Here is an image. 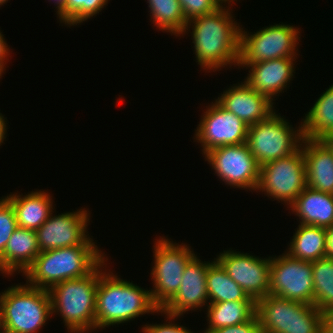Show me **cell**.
Instances as JSON below:
<instances>
[{"label": "cell", "instance_id": "cell-28", "mask_svg": "<svg viewBox=\"0 0 333 333\" xmlns=\"http://www.w3.org/2000/svg\"><path fill=\"white\" fill-rule=\"evenodd\" d=\"M314 306L320 311L333 309V258L323 257L312 262Z\"/></svg>", "mask_w": 333, "mask_h": 333}, {"label": "cell", "instance_id": "cell-25", "mask_svg": "<svg viewBox=\"0 0 333 333\" xmlns=\"http://www.w3.org/2000/svg\"><path fill=\"white\" fill-rule=\"evenodd\" d=\"M209 304V305H208ZM207 304L208 328L204 333L251 320L256 315V301H225Z\"/></svg>", "mask_w": 333, "mask_h": 333}, {"label": "cell", "instance_id": "cell-40", "mask_svg": "<svg viewBox=\"0 0 333 333\" xmlns=\"http://www.w3.org/2000/svg\"><path fill=\"white\" fill-rule=\"evenodd\" d=\"M221 4L222 3H225V2H229V3H231V2H233V1H235V0H218Z\"/></svg>", "mask_w": 333, "mask_h": 333}, {"label": "cell", "instance_id": "cell-29", "mask_svg": "<svg viewBox=\"0 0 333 333\" xmlns=\"http://www.w3.org/2000/svg\"><path fill=\"white\" fill-rule=\"evenodd\" d=\"M107 3L108 0H67L58 14L60 23L75 26L99 13Z\"/></svg>", "mask_w": 333, "mask_h": 333}, {"label": "cell", "instance_id": "cell-34", "mask_svg": "<svg viewBox=\"0 0 333 333\" xmlns=\"http://www.w3.org/2000/svg\"><path fill=\"white\" fill-rule=\"evenodd\" d=\"M3 36L4 35H2V32H0V78L2 76V73L5 70V68H4L5 64H6L5 60H7L8 55H10L8 45L6 44Z\"/></svg>", "mask_w": 333, "mask_h": 333}, {"label": "cell", "instance_id": "cell-23", "mask_svg": "<svg viewBox=\"0 0 333 333\" xmlns=\"http://www.w3.org/2000/svg\"><path fill=\"white\" fill-rule=\"evenodd\" d=\"M304 138L325 140L333 136V85L315 102L302 122Z\"/></svg>", "mask_w": 333, "mask_h": 333}, {"label": "cell", "instance_id": "cell-11", "mask_svg": "<svg viewBox=\"0 0 333 333\" xmlns=\"http://www.w3.org/2000/svg\"><path fill=\"white\" fill-rule=\"evenodd\" d=\"M269 294L314 305L312 262L282 256L271 258Z\"/></svg>", "mask_w": 333, "mask_h": 333}, {"label": "cell", "instance_id": "cell-18", "mask_svg": "<svg viewBox=\"0 0 333 333\" xmlns=\"http://www.w3.org/2000/svg\"><path fill=\"white\" fill-rule=\"evenodd\" d=\"M295 58H278L242 65L251 67L245 82L258 93L273 101V96L280 94L292 80Z\"/></svg>", "mask_w": 333, "mask_h": 333}, {"label": "cell", "instance_id": "cell-20", "mask_svg": "<svg viewBox=\"0 0 333 333\" xmlns=\"http://www.w3.org/2000/svg\"><path fill=\"white\" fill-rule=\"evenodd\" d=\"M39 253L36 231L17 227L0 256V271L5 275H12L16 270L25 273Z\"/></svg>", "mask_w": 333, "mask_h": 333}, {"label": "cell", "instance_id": "cell-35", "mask_svg": "<svg viewBox=\"0 0 333 333\" xmlns=\"http://www.w3.org/2000/svg\"><path fill=\"white\" fill-rule=\"evenodd\" d=\"M322 333H333V309L323 312Z\"/></svg>", "mask_w": 333, "mask_h": 333}, {"label": "cell", "instance_id": "cell-38", "mask_svg": "<svg viewBox=\"0 0 333 333\" xmlns=\"http://www.w3.org/2000/svg\"><path fill=\"white\" fill-rule=\"evenodd\" d=\"M54 1L56 3V6H57L56 7L57 8V12L56 13L59 14L65 8L67 0H54Z\"/></svg>", "mask_w": 333, "mask_h": 333}, {"label": "cell", "instance_id": "cell-37", "mask_svg": "<svg viewBox=\"0 0 333 333\" xmlns=\"http://www.w3.org/2000/svg\"><path fill=\"white\" fill-rule=\"evenodd\" d=\"M6 120L4 119L3 115L0 113V144L3 143L6 134ZM1 146V145H0Z\"/></svg>", "mask_w": 333, "mask_h": 333}, {"label": "cell", "instance_id": "cell-30", "mask_svg": "<svg viewBox=\"0 0 333 333\" xmlns=\"http://www.w3.org/2000/svg\"><path fill=\"white\" fill-rule=\"evenodd\" d=\"M14 208L4 197L0 199V256L4 253L6 244L17 228Z\"/></svg>", "mask_w": 333, "mask_h": 333}, {"label": "cell", "instance_id": "cell-10", "mask_svg": "<svg viewBox=\"0 0 333 333\" xmlns=\"http://www.w3.org/2000/svg\"><path fill=\"white\" fill-rule=\"evenodd\" d=\"M307 187L304 153L301 147L289 156L265 163L260 167L257 190L274 200L291 205Z\"/></svg>", "mask_w": 333, "mask_h": 333}, {"label": "cell", "instance_id": "cell-14", "mask_svg": "<svg viewBox=\"0 0 333 333\" xmlns=\"http://www.w3.org/2000/svg\"><path fill=\"white\" fill-rule=\"evenodd\" d=\"M88 214L84 209L56 216L51 213L36 230L40 252L72 246H97L85 234L90 218Z\"/></svg>", "mask_w": 333, "mask_h": 333}, {"label": "cell", "instance_id": "cell-27", "mask_svg": "<svg viewBox=\"0 0 333 333\" xmlns=\"http://www.w3.org/2000/svg\"><path fill=\"white\" fill-rule=\"evenodd\" d=\"M147 3H149L150 16L157 28L175 36L184 33L187 21L179 0H148Z\"/></svg>", "mask_w": 333, "mask_h": 333}, {"label": "cell", "instance_id": "cell-24", "mask_svg": "<svg viewBox=\"0 0 333 333\" xmlns=\"http://www.w3.org/2000/svg\"><path fill=\"white\" fill-rule=\"evenodd\" d=\"M289 246L286 253L295 259L313 262L326 257V229L299 224Z\"/></svg>", "mask_w": 333, "mask_h": 333}, {"label": "cell", "instance_id": "cell-8", "mask_svg": "<svg viewBox=\"0 0 333 333\" xmlns=\"http://www.w3.org/2000/svg\"><path fill=\"white\" fill-rule=\"evenodd\" d=\"M299 28L275 24L254 34H247L240 28V53L238 66L278 58H295L299 44ZM249 35V36H248Z\"/></svg>", "mask_w": 333, "mask_h": 333}, {"label": "cell", "instance_id": "cell-32", "mask_svg": "<svg viewBox=\"0 0 333 333\" xmlns=\"http://www.w3.org/2000/svg\"><path fill=\"white\" fill-rule=\"evenodd\" d=\"M161 312V314H166L167 318L169 319V321L171 320V322H168V324H154V325H145L144 327H142V332L143 333H193L191 332L189 329H186V327L177 325L172 323V320H175L178 317H180V315H171L169 313H164L161 309H159V313Z\"/></svg>", "mask_w": 333, "mask_h": 333}, {"label": "cell", "instance_id": "cell-26", "mask_svg": "<svg viewBox=\"0 0 333 333\" xmlns=\"http://www.w3.org/2000/svg\"><path fill=\"white\" fill-rule=\"evenodd\" d=\"M208 303L231 301H255L228 275L226 270L217 261L208 267L207 275Z\"/></svg>", "mask_w": 333, "mask_h": 333}, {"label": "cell", "instance_id": "cell-4", "mask_svg": "<svg viewBox=\"0 0 333 333\" xmlns=\"http://www.w3.org/2000/svg\"><path fill=\"white\" fill-rule=\"evenodd\" d=\"M106 260L107 258L90 274L59 282L48 290L52 314L59 312L67 329L72 333L95 329L96 290L101 268Z\"/></svg>", "mask_w": 333, "mask_h": 333}, {"label": "cell", "instance_id": "cell-2", "mask_svg": "<svg viewBox=\"0 0 333 333\" xmlns=\"http://www.w3.org/2000/svg\"><path fill=\"white\" fill-rule=\"evenodd\" d=\"M151 290H145L113 273L102 272L96 290L95 329L134 320L139 315L157 313Z\"/></svg>", "mask_w": 333, "mask_h": 333}, {"label": "cell", "instance_id": "cell-6", "mask_svg": "<svg viewBox=\"0 0 333 333\" xmlns=\"http://www.w3.org/2000/svg\"><path fill=\"white\" fill-rule=\"evenodd\" d=\"M263 333H322L323 311L310 304L268 294L256 301Z\"/></svg>", "mask_w": 333, "mask_h": 333}, {"label": "cell", "instance_id": "cell-12", "mask_svg": "<svg viewBox=\"0 0 333 333\" xmlns=\"http://www.w3.org/2000/svg\"><path fill=\"white\" fill-rule=\"evenodd\" d=\"M204 155L217 176L226 184L235 188L257 189L260 166L247 143L219 146Z\"/></svg>", "mask_w": 333, "mask_h": 333}, {"label": "cell", "instance_id": "cell-19", "mask_svg": "<svg viewBox=\"0 0 333 333\" xmlns=\"http://www.w3.org/2000/svg\"><path fill=\"white\" fill-rule=\"evenodd\" d=\"M301 149L304 153L307 187L333 194L332 147L325 140L304 138Z\"/></svg>", "mask_w": 333, "mask_h": 333}, {"label": "cell", "instance_id": "cell-42", "mask_svg": "<svg viewBox=\"0 0 333 333\" xmlns=\"http://www.w3.org/2000/svg\"><path fill=\"white\" fill-rule=\"evenodd\" d=\"M0 329H2V325H1V308H0Z\"/></svg>", "mask_w": 333, "mask_h": 333}, {"label": "cell", "instance_id": "cell-15", "mask_svg": "<svg viewBox=\"0 0 333 333\" xmlns=\"http://www.w3.org/2000/svg\"><path fill=\"white\" fill-rule=\"evenodd\" d=\"M215 258L228 275L255 301L269 294L271 257L259 258L234 250Z\"/></svg>", "mask_w": 333, "mask_h": 333}, {"label": "cell", "instance_id": "cell-21", "mask_svg": "<svg viewBox=\"0 0 333 333\" xmlns=\"http://www.w3.org/2000/svg\"><path fill=\"white\" fill-rule=\"evenodd\" d=\"M300 224L327 228L333 225V194L306 187L290 205Z\"/></svg>", "mask_w": 333, "mask_h": 333}, {"label": "cell", "instance_id": "cell-7", "mask_svg": "<svg viewBox=\"0 0 333 333\" xmlns=\"http://www.w3.org/2000/svg\"><path fill=\"white\" fill-rule=\"evenodd\" d=\"M298 128L293 129L275 112L266 120L250 125L246 143L257 164L261 167L296 152L304 139L302 123Z\"/></svg>", "mask_w": 333, "mask_h": 333}, {"label": "cell", "instance_id": "cell-33", "mask_svg": "<svg viewBox=\"0 0 333 333\" xmlns=\"http://www.w3.org/2000/svg\"><path fill=\"white\" fill-rule=\"evenodd\" d=\"M211 333H263L257 316L245 323L218 328Z\"/></svg>", "mask_w": 333, "mask_h": 333}, {"label": "cell", "instance_id": "cell-43", "mask_svg": "<svg viewBox=\"0 0 333 333\" xmlns=\"http://www.w3.org/2000/svg\"><path fill=\"white\" fill-rule=\"evenodd\" d=\"M2 330V331H1ZM0 333H6L3 329H0Z\"/></svg>", "mask_w": 333, "mask_h": 333}, {"label": "cell", "instance_id": "cell-5", "mask_svg": "<svg viewBox=\"0 0 333 333\" xmlns=\"http://www.w3.org/2000/svg\"><path fill=\"white\" fill-rule=\"evenodd\" d=\"M1 325L6 333H37L52 315L47 289L16 285L0 293Z\"/></svg>", "mask_w": 333, "mask_h": 333}, {"label": "cell", "instance_id": "cell-9", "mask_svg": "<svg viewBox=\"0 0 333 333\" xmlns=\"http://www.w3.org/2000/svg\"><path fill=\"white\" fill-rule=\"evenodd\" d=\"M154 247V266L151 277L153 302L161 309L179 290L187 263L195 256L187 245H178L168 238H160Z\"/></svg>", "mask_w": 333, "mask_h": 333}, {"label": "cell", "instance_id": "cell-36", "mask_svg": "<svg viewBox=\"0 0 333 333\" xmlns=\"http://www.w3.org/2000/svg\"><path fill=\"white\" fill-rule=\"evenodd\" d=\"M326 229V257L333 258V225Z\"/></svg>", "mask_w": 333, "mask_h": 333}, {"label": "cell", "instance_id": "cell-16", "mask_svg": "<svg viewBox=\"0 0 333 333\" xmlns=\"http://www.w3.org/2000/svg\"><path fill=\"white\" fill-rule=\"evenodd\" d=\"M213 262H201L195 255L185 266L182 282L176 294L161 308L164 313L183 315L205 306L208 301L206 275Z\"/></svg>", "mask_w": 333, "mask_h": 333}, {"label": "cell", "instance_id": "cell-1", "mask_svg": "<svg viewBox=\"0 0 333 333\" xmlns=\"http://www.w3.org/2000/svg\"><path fill=\"white\" fill-rule=\"evenodd\" d=\"M219 7L215 12L189 20L185 31L192 24V37L196 62L201 68L217 70L228 64L237 65L240 53V26L230 10ZM192 23V24H191ZM238 25V26H237Z\"/></svg>", "mask_w": 333, "mask_h": 333}, {"label": "cell", "instance_id": "cell-13", "mask_svg": "<svg viewBox=\"0 0 333 333\" xmlns=\"http://www.w3.org/2000/svg\"><path fill=\"white\" fill-rule=\"evenodd\" d=\"M209 106L195 134L203 154L219 146L246 143L249 126L217 101Z\"/></svg>", "mask_w": 333, "mask_h": 333}, {"label": "cell", "instance_id": "cell-41", "mask_svg": "<svg viewBox=\"0 0 333 333\" xmlns=\"http://www.w3.org/2000/svg\"><path fill=\"white\" fill-rule=\"evenodd\" d=\"M8 0H0V5H3L7 2Z\"/></svg>", "mask_w": 333, "mask_h": 333}, {"label": "cell", "instance_id": "cell-39", "mask_svg": "<svg viewBox=\"0 0 333 333\" xmlns=\"http://www.w3.org/2000/svg\"><path fill=\"white\" fill-rule=\"evenodd\" d=\"M325 141H326V142L332 147V149H333V136H331V137L325 139Z\"/></svg>", "mask_w": 333, "mask_h": 333}, {"label": "cell", "instance_id": "cell-22", "mask_svg": "<svg viewBox=\"0 0 333 333\" xmlns=\"http://www.w3.org/2000/svg\"><path fill=\"white\" fill-rule=\"evenodd\" d=\"M5 198L14 208L17 226L21 228L36 231L53 212L51 196L41 190L24 197L15 193Z\"/></svg>", "mask_w": 333, "mask_h": 333}, {"label": "cell", "instance_id": "cell-17", "mask_svg": "<svg viewBox=\"0 0 333 333\" xmlns=\"http://www.w3.org/2000/svg\"><path fill=\"white\" fill-rule=\"evenodd\" d=\"M216 101L248 126L266 120L274 113L273 102L250 87L245 81L244 84L242 82L237 86H231Z\"/></svg>", "mask_w": 333, "mask_h": 333}, {"label": "cell", "instance_id": "cell-31", "mask_svg": "<svg viewBox=\"0 0 333 333\" xmlns=\"http://www.w3.org/2000/svg\"><path fill=\"white\" fill-rule=\"evenodd\" d=\"M185 20L215 12L222 4L218 0H179Z\"/></svg>", "mask_w": 333, "mask_h": 333}, {"label": "cell", "instance_id": "cell-3", "mask_svg": "<svg viewBox=\"0 0 333 333\" xmlns=\"http://www.w3.org/2000/svg\"><path fill=\"white\" fill-rule=\"evenodd\" d=\"M105 256L97 246H72L40 252L25 271L29 286L49 290L55 284L90 274Z\"/></svg>", "mask_w": 333, "mask_h": 333}]
</instances>
